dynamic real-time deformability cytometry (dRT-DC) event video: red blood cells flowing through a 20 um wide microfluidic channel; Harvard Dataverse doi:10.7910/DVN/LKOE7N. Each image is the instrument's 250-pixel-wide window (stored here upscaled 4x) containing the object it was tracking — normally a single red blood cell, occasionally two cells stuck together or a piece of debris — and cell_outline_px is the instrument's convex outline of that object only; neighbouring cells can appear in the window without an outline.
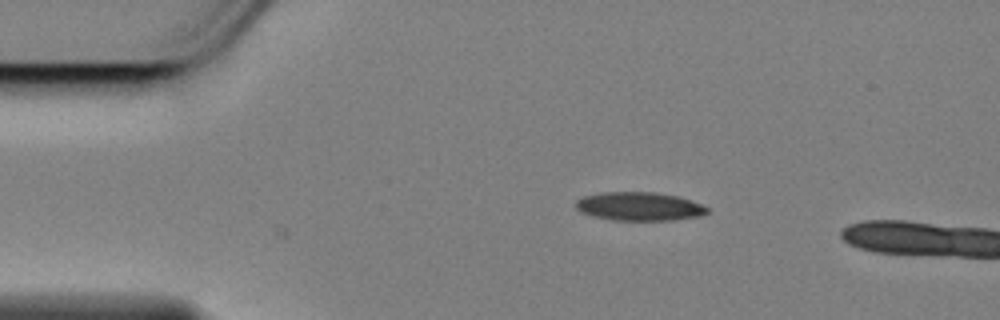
{"species": "Egyptian fruit bat (a non-hibernating species)", "species_latin": "Rousettus aegyptiacus", "temperature_condition": "cold", "stored_images_in_passage": 2, "camera_frame_rate_fps": 3000, "um_per_image_px": 0.085, "animal": {"sex": "female"}, "frame": {"image": 1, "passage_image": 1, "time_ms": 0.0, "image_size_px": [1000, 320], "cell_outline_px": [[712, 212], [700, 216], [672, 220], [612, 220], [592, 216], [580, 212], [576, 208], [576, 200], [584, 196], [600, 192], [652, 192], [676, 196], [692, 200], [708, 208]], "centroid_in_image_um": [54.34, 17.55], "position_along_channel_um": 30.7, "area_um2": 21.96}}